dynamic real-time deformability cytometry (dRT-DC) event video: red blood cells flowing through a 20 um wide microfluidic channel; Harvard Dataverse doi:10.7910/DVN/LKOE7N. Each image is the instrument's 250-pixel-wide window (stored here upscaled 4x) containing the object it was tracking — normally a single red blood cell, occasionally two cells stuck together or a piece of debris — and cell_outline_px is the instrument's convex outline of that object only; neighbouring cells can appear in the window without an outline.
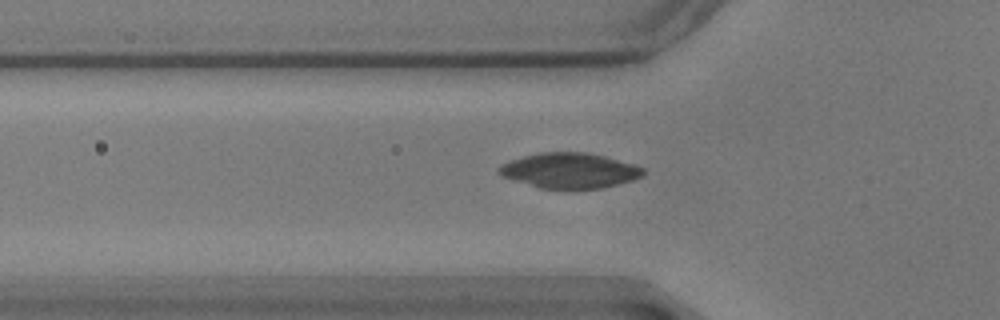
{"species": "common noctule bat (a hibernating species)", "species_latin": "Nyctalus noctula", "temperature_condition": "warm", "stored_images_in_passage": 44, "camera_frame_rate_fps": 3000, "um_per_image_px": 0.085, "animal": {"sex": "male", "body_mass_g": 17.9}, "frame": {"image": 1, "passage_image": 12, "time_ms": 3.667, "image_size_px": [1000, 320], "cell_outline_px": [[644, 172], [640, 176], [632, 180], [600, 188], [540, 188], [500, 176], [496, 172], [496, 168], [500, 164], [508, 160], [540, 152], [588, 152], [604, 156], [632, 164], [644, 168]], "centroid_in_image_um": [48.32, 14.48], "position_along_channel_um": 77.5, "area_um2": 29.48}}
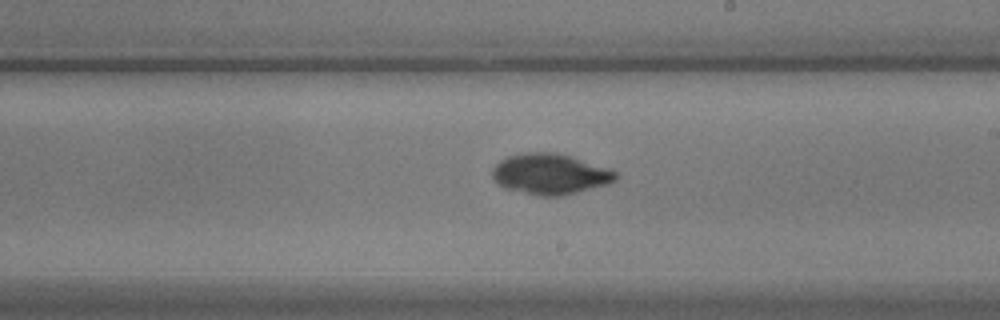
{"frame": {"image": 2, "passage_image": 26, "time_ms": 8.333, "image_size_px": [1000, 320], "cell_outline_px": [[620, 176], [616, 180], [608, 184], [560, 196], [540, 196], [504, 188], [496, 184], [492, 176], [492, 168], [500, 160], [508, 156], [524, 152], [552, 152], [572, 156], [608, 168], [616, 172]], "centroid_in_image_um": [46.74, 14.79], "position_along_channel_um": 242.3, "area_um2": 29.36}}
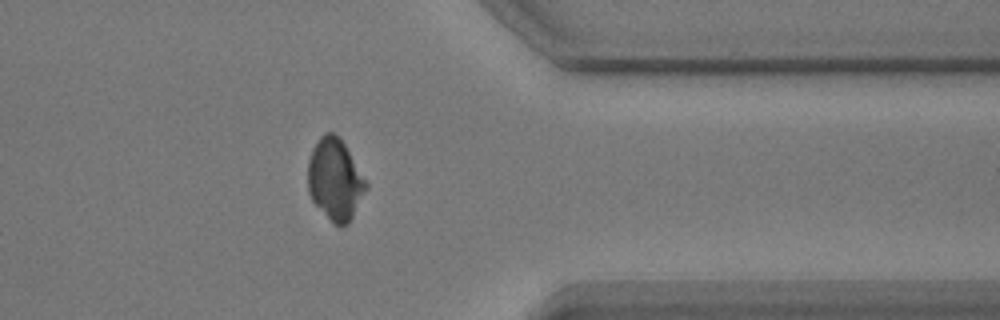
{"frame": {"image": 3, "passage_image": 39, "time_ms": 12.667, "image_size_px": [1000, 320], "cell_outline_px": [[368, 188], [348, 224], [340, 228], [312, 200], [308, 192], [308, 160], [312, 148], [320, 136], [324, 132], [332, 132], [340, 136], [368, 184]], "centroid_in_image_um": [28.48, 15.22], "position_along_channel_um": 382.9, "area_um2": 27.51}}